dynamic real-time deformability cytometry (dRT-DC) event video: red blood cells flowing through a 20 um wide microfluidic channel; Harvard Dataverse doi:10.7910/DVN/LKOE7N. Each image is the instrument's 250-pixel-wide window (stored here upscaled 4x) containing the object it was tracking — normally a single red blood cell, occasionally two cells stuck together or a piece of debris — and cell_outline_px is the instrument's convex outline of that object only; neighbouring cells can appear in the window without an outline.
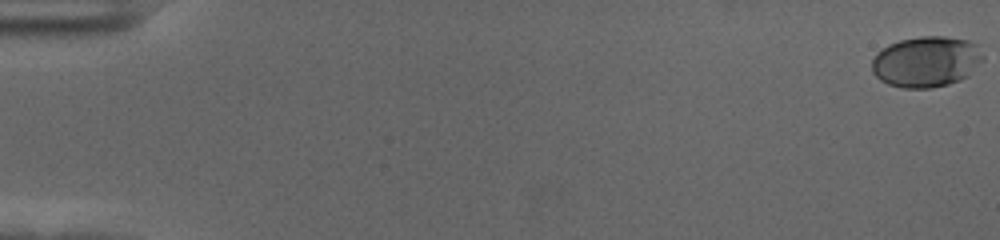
{"species": "human", "species_latin": "Homo sapiens", "temperature_condition": "cold", "stored_images_in_passage": 58, "camera_frame_rate_fps": 3000, "um_per_image_px": 0.085, "donor": {"sex": "female"}, "frame": {"image": 1, "passage_image": 1, "time_ms": 0.0, "image_size_px": [1000, 240], "cell_outline_px": [[984, 60], [968, 76], [960, 80], [948, 84], [932, 88], [904, 88], [888, 84], [880, 80], [872, 72], [872, 60], [876, 52], [888, 44], [900, 40], [920, 36], [944, 36], [968, 40], [976, 44], [984, 56]], "centroid_in_image_um": [78.73, 5.24], "position_along_channel_um": 6.3, "area_um2": 33.23}}
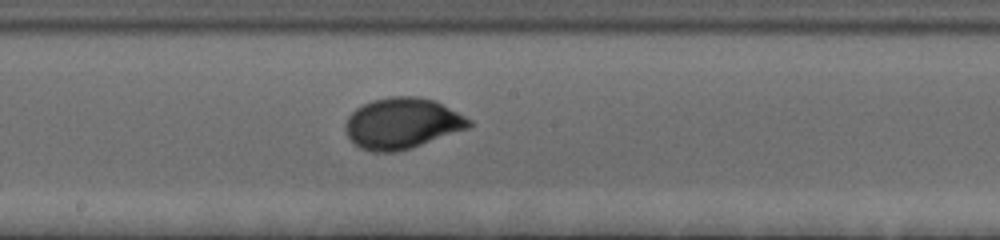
{"frame": {"image": 2, "passage_image": 33, "time_ms": 10.667, "image_size_px": [1000, 240], "cell_outline_px": [[472, 124], [468, 128], [412, 148], [396, 152], [372, 152], [360, 148], [348, 136], [344, 128], [344, 124], [348, 116], [356, 108], [372, 100], [388, 96], [416, 96], [436, 100], [472, 120]], "centroid_in_image_um": [34.17, 10.48], "position_along_channel_um": 214.0, "area_um2": 36.82}}
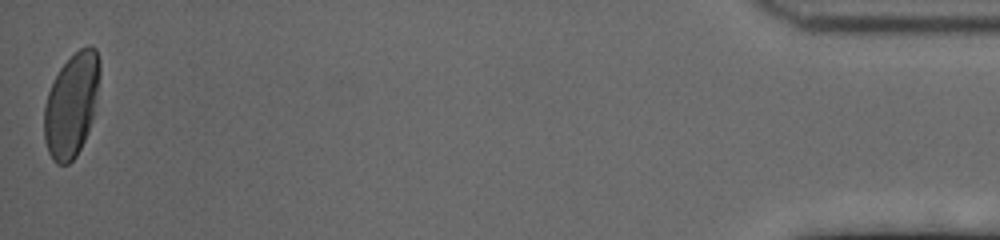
{"frame": {"image": 3, "passage_image": 58, "time_ms": 19.0, "image_size_px": [1000, 240], "cell_outline_px": [[100, 72], [92, 120], [88, 132], [76, 156], [68, 164], [56, 164], [52, 160], [48, 152], [44, 140], [44, 104], [48, 92], [60, 68], [80, 48], [88, 44], [92, 44], [96, 48], [100, 60]], "centroid_in_image_um": [6.07, 8.91], "position_along_channel_um": 429.1, "area_um2": 33.58}, "authors_computed_cell_mechanics": {"area_um2": 33.6974, "velocity_mm_per_s": 3.5954, "shape_relaxation_time_tau1_ms": 2.8079, "shape_relaxation_time_tau2_ms": null, "deformation_change_tau1": 0.1393, "deformation_change_tau2": null}}